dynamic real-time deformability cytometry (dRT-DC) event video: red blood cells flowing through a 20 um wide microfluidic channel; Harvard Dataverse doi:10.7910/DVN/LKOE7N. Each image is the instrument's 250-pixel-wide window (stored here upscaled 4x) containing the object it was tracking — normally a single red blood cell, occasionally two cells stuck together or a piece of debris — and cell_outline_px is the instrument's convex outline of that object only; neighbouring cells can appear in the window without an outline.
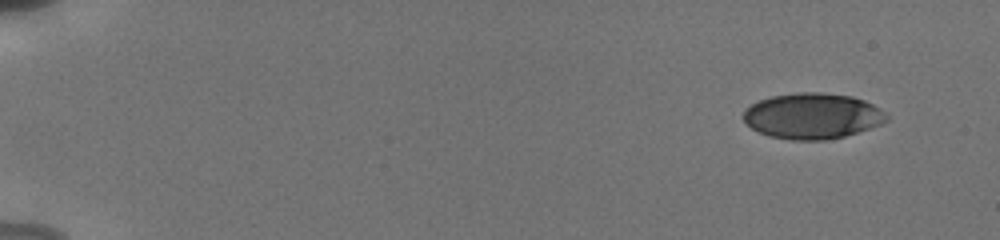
{"species": "human", "species_latin": "Homo sapiens", "temperature_condition": "cold", "stored_images_in_passage": 12, "camera_frame_rate_fps": 3000, "um_per_image_px": 0.085, "donor": {"sex": "male"}, "frame": {"image": 1, "passage_image": 1, "time_ms": 0.0, "image_size_px": [1000, 240], "cell_outline_px": [[888, 120], [880, 124], [844, 136], [828, 140], [792, 140], [768, 136], [752, 128], [744, 120], [744, 108], [760, 100], [772, 96], [796, 92], [820, 92], [852, 96], [864, 100], [880, 108], [888, 116]], "centroid_in_image_um": [69.05, 9.85], "position_along_channel_um": 15.9, "area_um2": 38.09}}
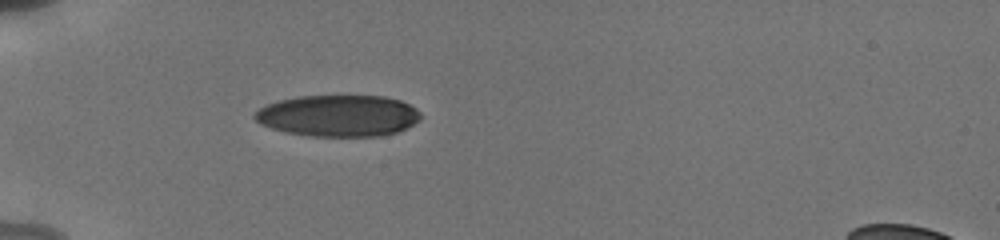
{"frame": {"image": 2, "passage_image": 7, "time_ms": 4.667, "image_size_px": [1000, 240], "cell_outline_px": [[420, 120], [396, 132], [380, 136], [312, 136], [284, 132], [260, 124], [252, 116], [260, 108], [268, 104], [280, 100], [296, 96], [384, 96], [400, 100], [416, 108], [420, 112]], "centroid_in_image_um": [28.75, 9.83], "position_along_channel_um": 56.3, "area_um2": 40.06}}
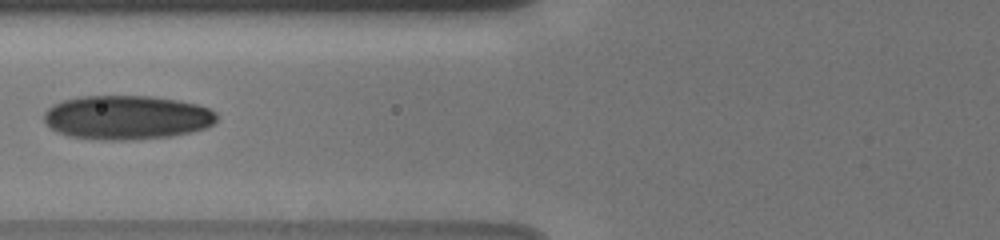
{"frame": {"image": 3, "passage_image": 10, "time_ms": 6.667, "image_size_px": [1000, 240], "cell_outline_px": [[216, 120], [212, 124], [204, 128], [192, 132], [172, 136], [132, 140], [104, 140], [68, 136], [56, 132], [44, 120], [44, 112], [52, 104], [64, 100], [80, 96], [152, 96], [176, 100], [196, 104], [208, 108], [216, 112]], "centroid_in_image_um": [10.76, 9.98], "position_along_channel_um": 115.0, "area_um2": 44.45}}